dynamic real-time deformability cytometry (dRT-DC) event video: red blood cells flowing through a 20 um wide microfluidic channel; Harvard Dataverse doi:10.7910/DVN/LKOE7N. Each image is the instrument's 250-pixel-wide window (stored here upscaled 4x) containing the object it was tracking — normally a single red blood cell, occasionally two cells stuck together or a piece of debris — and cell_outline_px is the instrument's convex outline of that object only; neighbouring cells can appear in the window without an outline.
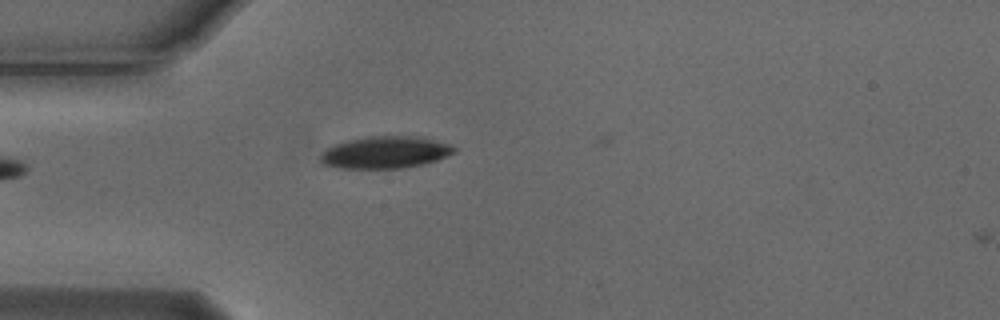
{"species": "Egyptian fruit bat (a non-hibernating species)", "species_latin": "Rousettus aegyptiacus", "temperature_condition": "cold", "stored_images_in_passage": 1, "camera_frame_rate_fps": 3000, "um_per_image_px": 0.085, "animal": {"sex": "male"}, "frame": {"image": 1, "passage_image": 1, "time_ms": 0.0, "image_size_px": [1000, 320], "cell_outline_px": [[456, 152], [448, 156], [424, 164], [400, 168], [340, 168], [324, 164], [320, 160], [320, 152], [332, 144], [348, 140], [368, 136], [424, 136], [452, 144], [456, 148]], "centroid_in_image_um": [32.78, 12.93], "position_along_channel_um": 52.2, "area_um2": 25.37}}